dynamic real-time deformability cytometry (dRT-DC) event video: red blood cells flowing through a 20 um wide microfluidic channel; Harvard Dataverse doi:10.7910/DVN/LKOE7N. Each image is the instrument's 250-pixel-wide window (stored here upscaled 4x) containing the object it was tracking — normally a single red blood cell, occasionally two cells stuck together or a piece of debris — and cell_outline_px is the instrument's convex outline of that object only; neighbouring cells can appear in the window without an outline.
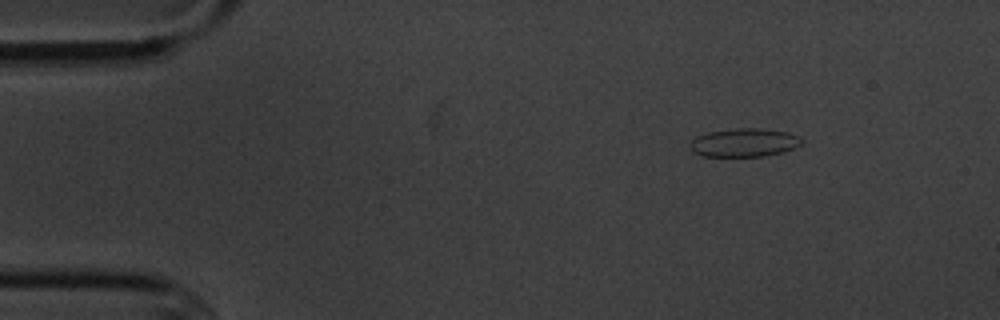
{"species": "common noctule bat (a hibernating species)", "species_latin": "Nyctalus noctula", "temperature_condition": "cold", "stored_images_in_passage": 9, "camera_frame_rate_fps": 3000, "um_per_image_px": 0.085, "animal": {"sex": "male", "body_mass_g": 20.1, "forearm_length_mm": 53.5}, "frame": {"image": 1, "passage_image": 2, "time_ms": 0.333, "image_size_px": [1000, 320], "cell_outline_px": [[804, 144], [784, 152], [764, 156], [700, 156], [692, 152], [688, 148], [688, 144], [696, 136], [708, 132], [736, 128], [760, 128], [788, 132], [800, 136], [804, 140]], "centroid_in_image_um": [63.26, 12.12], "position_along_channel_um": 21.7, "area_um2": 18.9}}